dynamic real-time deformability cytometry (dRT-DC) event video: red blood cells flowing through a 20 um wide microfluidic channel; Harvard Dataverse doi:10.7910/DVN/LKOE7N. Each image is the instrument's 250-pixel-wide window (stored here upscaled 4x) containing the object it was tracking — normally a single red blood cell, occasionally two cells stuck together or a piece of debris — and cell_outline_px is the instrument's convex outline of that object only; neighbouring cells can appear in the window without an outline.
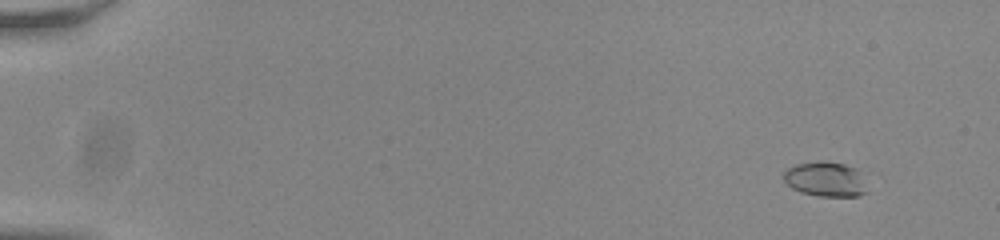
{"species": "common noctule bat (a hibernating species)", "species_latin": "Nyctalus noctula", "temperature_condition": "room temperature", "stored_images_in_passage": 54, "camera_frame_rate_fps": 3000, "um_per_image_px": 0.085, "animal": {"sex": "male", "body_mass_g": 20.0, "forearm_length_mm": 53.3}, "frame": {"image": 1, "passage_image": 3, "time_ms": 0.667, "image_size_px": [1000, 240], "cell_outline_px": [[868, 192], [856, 196], [820, 196], [800, 192], [792, 188], [784, 180], [784, 172], [788, 168], [796, 164], [824, 160], [844, 164], [856, 168]], "centroid_in_image_um": [70.15, 15.23], "position_along_channel_um": 14.9, "area_um2": 16.76}}
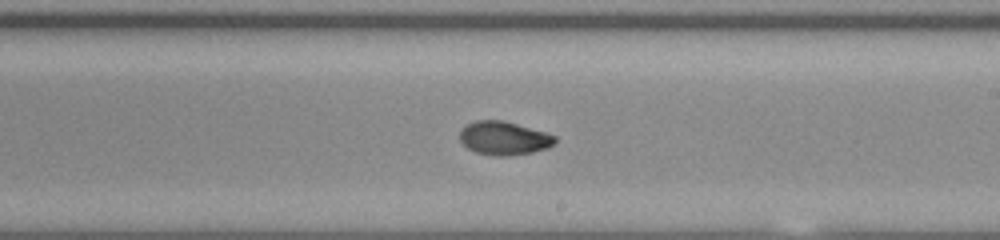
{"frame": {"image": 2, "passage_image": 33, "time_ms": 10.667, "image_size_px": [1000, 240], "cell_outline_px": [[556, 140], [548, 148], [532, 152], [508, 156], [496, 156], [476, 152], [468, 148], [460, 140], [460, 132], [468, 124], [476, 120], [504, 120], [544, 132], [556, 136]], "centroid_in_image_um": [42.84, 11.75], "position_along_channel_um": 246.2, "area_um2": 18.38}}
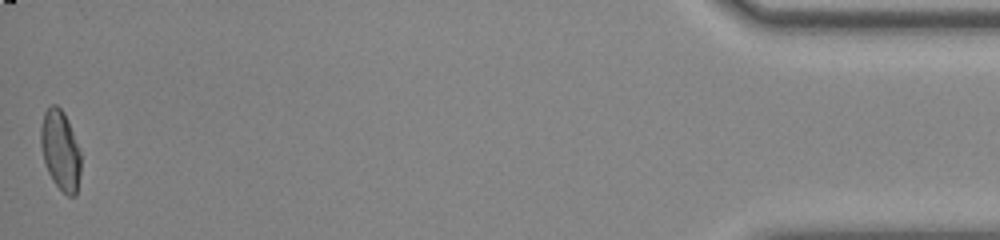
{"frame": {"image": 3, "passage_image": 54, "time_ms": 17.667, "image_size_px": [1000, 240], "cell_outline_px": [[80, 172], [76, 196], [68, 196], [52, 180], [48, 172], [44, 160], [40, 144], [40, 128], [44, 112], [52, 104], [56, 104], [64, 112], [80, 152]], "centroid_in_image_um": [5.12, 12.77], "position_along_channel_um": 430.1, "area_um2": 18.44}, "authors_computed_cell_mechanics": {"area_um2": 18.4671, "velocity_mm_per_s": 3.8186, "shape_relaxation_time_tau1_ms": 7.0799, "shape_relaxation_time_tau2_ms": 2.5538, "deformation_change_tau1": 0.2185, "deformation_change_tau2": 0.0383}}